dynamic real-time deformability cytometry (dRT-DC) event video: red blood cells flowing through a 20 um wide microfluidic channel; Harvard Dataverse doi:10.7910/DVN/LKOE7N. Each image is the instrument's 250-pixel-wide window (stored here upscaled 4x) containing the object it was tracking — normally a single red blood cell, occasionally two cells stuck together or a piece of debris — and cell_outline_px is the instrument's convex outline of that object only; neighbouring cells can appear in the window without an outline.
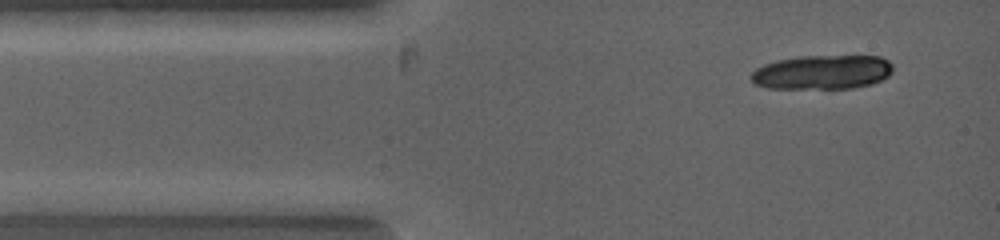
{"species": "common noctule bat (a hibernating species)", "species_latin": "Nyctalus noctula", "temperature_condition": "warm", "stored_images_in_passage": 4, "camera_frame_rate_fps": 5000, "um_per_image_px": 0.085, "animal": {"sex": "female", "body_mass_g": 19.0, "forearm_length_mm": 53.3}, "frame": {"image": 1, "passage_image": 1, "time_ms": 0.0, "image_size_px": [1000, 240], "cell_outline_px": [[892, 72], [888, 76], [872, 84], [852, 88], [768, 88], [756, 84], [752, 80], [752, 72], [756, 68], [764, 64], [776, 60], [800, 56], [880, 56], [888, 60], [892, 64]], "centroid_in_image_um": [69.91, 6.13], "position_along_channel_um": 15.1, "area_um2": 28.26}}